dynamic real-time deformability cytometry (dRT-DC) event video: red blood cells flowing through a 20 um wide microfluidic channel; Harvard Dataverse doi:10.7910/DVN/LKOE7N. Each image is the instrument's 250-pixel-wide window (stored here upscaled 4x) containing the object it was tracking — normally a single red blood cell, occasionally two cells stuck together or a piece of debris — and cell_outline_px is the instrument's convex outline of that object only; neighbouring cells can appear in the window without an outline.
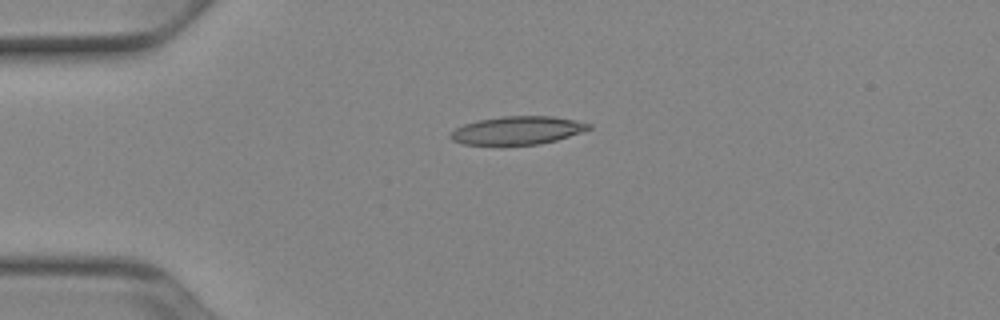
{"species": "Egyptian fruit bat (a non-hibernating species)", "species_latin": "Rousettus aegyptiacus", "temperature_condition": "cold", "stored_images_in_passage": 40, "camera_frame_rate_fps": 3000, "um_per_image_px": 0.085, "animal": {"sex": "female"}, "frame": {"image": 1, "passage_image": 1, "time_ms": 0.0, "image_size_px": [1000, 320], "cell_outline_px": [[592, 128], [556, 140], [540, 144], [500, 148], [460, 144], [452, 140], [448, 136], [456, 128], [464, 124], [476, 120], [504, 116], [552, 116], [592, 124]], "centroid_in_image_um": [43.88, 11.14], "position_along_channel_um": 41.1, "area_um2": 23.58}}
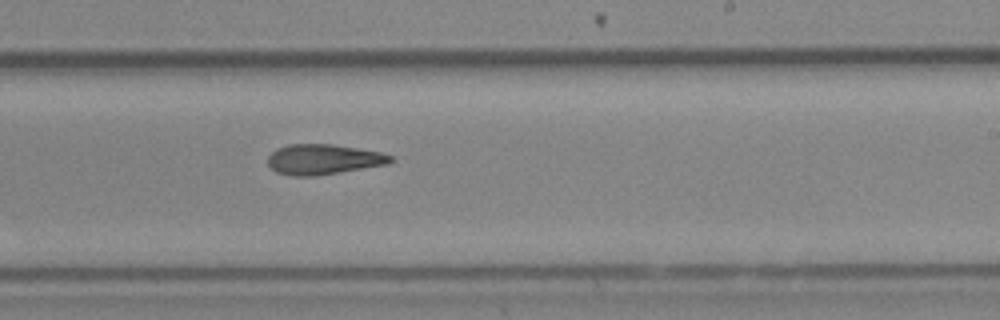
{"frame": {"image": 2, "passage_image": 20, "time_ms": 6.333, "image_size_px": [1000, 320], "cell_outline_px": [[396, 160], [392, 164], [312, 176], [292, 176], [276, 172], [268, 164], [268, 156], [276, 148], [288, 144], [332, 144], [380, 152], [392, 156]], "centroid_in_image_um": [27.51, 13.54], "position_along_channel_um": 261.5, "area_um2": 21.73}}
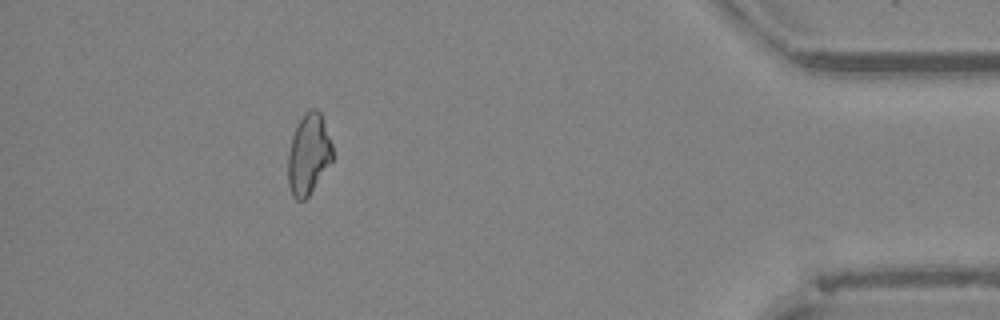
{"frame": {"image": 3, "passage_image": 35, "time_ms": 11.333, "image_size_px": [1000, 320], "cell_outline_px": [[332, 160], [308, 196], [304, 200], [296, 200], [292, 196], [288, 184], [288, 152], [292, 136], [304, 112], [308, 108], [316, 108], [320, 112], [332, 144]], "centroid_in_image_um": [26.21, 13.1], "position_along_channel_um": 409.0, "area_um2": 20.75}, "authors_computed_cell_mechanics": {"area_um2": 21.8195, "velocity_mm_per_s": 3.9445, "shape_relaxation_time_tau1_ms": null, "shape_relaxation_time_tau2_ms": 3.636, "deformation_change_tau1": null, "deformation_change_tau2": 0.1338}}